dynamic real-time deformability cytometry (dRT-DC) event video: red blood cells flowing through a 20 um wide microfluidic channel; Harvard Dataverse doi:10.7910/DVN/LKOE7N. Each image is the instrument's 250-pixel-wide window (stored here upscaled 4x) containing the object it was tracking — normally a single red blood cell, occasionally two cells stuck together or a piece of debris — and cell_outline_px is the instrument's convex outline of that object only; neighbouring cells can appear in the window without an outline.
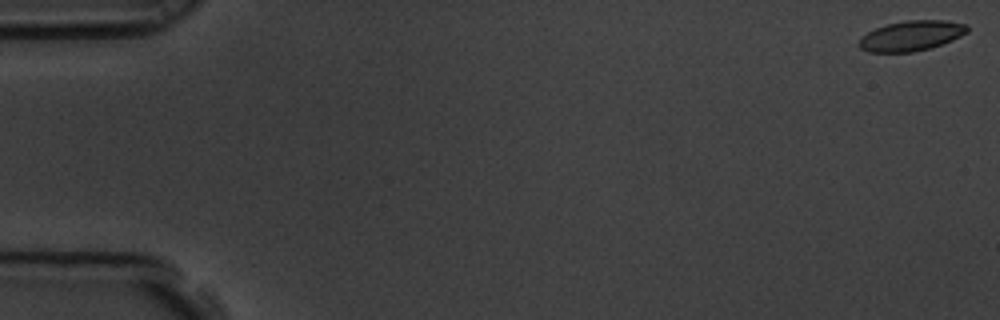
{"species": "common noctule bat (a hibernating species)", "species_latin": "Nyctalus noctula", "temperature_condition": "room temperature", "stored_images_in_passage": 6, "camera_frame_rate_fps": 3000, "um_per_image_px": 0.085, "animal": {"sex": "male", "body_mass_g": 19.5, "forearm_length_mm": 54.6}, "frame": {"image": 1, "passage_image": 1, "time_ms": 0.0, "image_size_px": [1000, 320], "cell_outline_px": [[968, 32], [952, 40], [928, 48], [912, 52], [868, 52], [860, 48], [860, 36], [876, 28], [888, 24], [908, 20], [944, 20], [968, 24]], "centroid_in_image_um": [77.47, 3.03], "position_along_channel_um": 7.5, "area_um2": 18.84}}
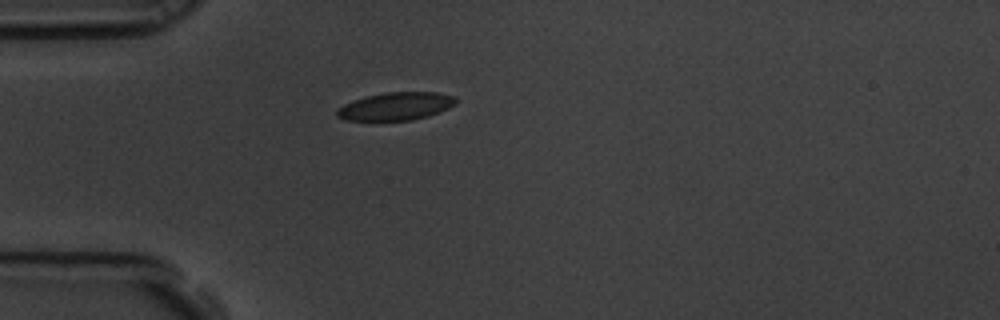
{"frame": {"image": 2, "passage_image": 5, "time_ms": 1.333, "image_size_px": [1000, 320], "cell_outline_px": [[456, 104], [448, 108], [428, 116], [412, 120], [344, 120], [336, 116], [336, 108], [344, 104], [368, 96], [384, 92], [436, 92], [456, 96]], "centroid_in_image_um": [33.65, 9.03], "position_along_channel_um": 51.3, "area_um2": 19.25}}